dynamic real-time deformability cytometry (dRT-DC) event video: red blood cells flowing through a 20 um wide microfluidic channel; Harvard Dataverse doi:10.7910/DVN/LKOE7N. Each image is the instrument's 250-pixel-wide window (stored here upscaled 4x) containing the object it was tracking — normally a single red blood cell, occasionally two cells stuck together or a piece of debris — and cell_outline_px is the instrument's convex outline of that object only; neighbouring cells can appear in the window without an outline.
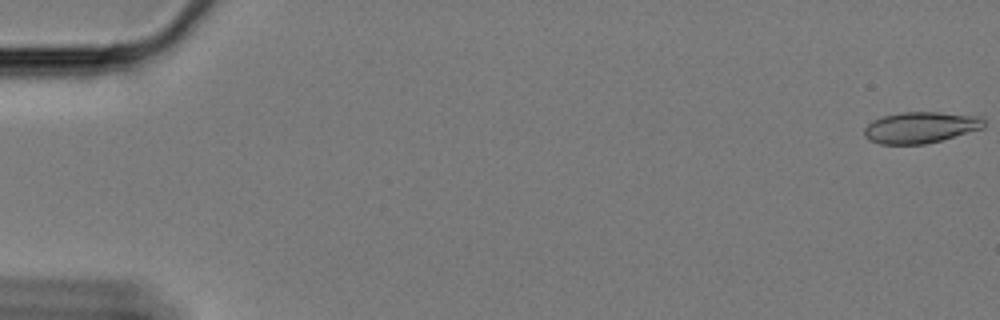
{"species": "Egyptian fruit bat (a non-hibernating species)", "species_latin": "Rousettus aegyptiacus", "temperature_condition": "cold", "stored_images_in_passage": 61, "camera_frame_rate_fps": 3000, "um_per_image_px": 0.085, "animal": {"sex": "female"}, "frame": {"image": 1, "passage_image": 1, "time_ms": 0.0, "image_size_px": [1000, 320], "cell_outline_px": [[984, 128], [940, 140], [924, 144], [880, 144], [868, 140], [864, 136], [864, 128], [872, 120], [884, 116], [904, 112], [940, 112], [976, 116], [984, 120]], "centroid_in_image_um": [78.2, 10.84], "position_along_channel_um": 6.8, "area_um2": 21.62}}
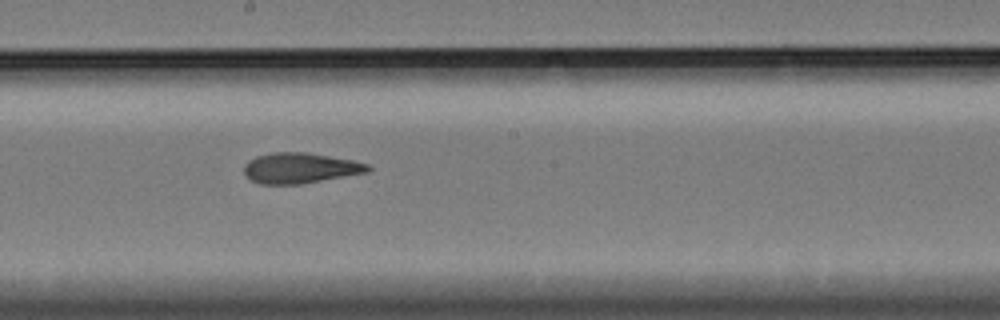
{"frame": {"image": 2, "passage_image": 34, "time_ms": 11.0, "image_size_px": [1000, 320], "cell_outline_px": [[372, 168], [368, 172], [300, 184], [260, 184], [252, 180], [244, 172], [244, 164], [248, 160], [256, 156], [272, 152], [304, 152], [352, 160], [368, 164]], "centroid_in_image_um": [25.49, 14.28], "position_along_channel_um": 222.7, "area_um2": 21.85}}
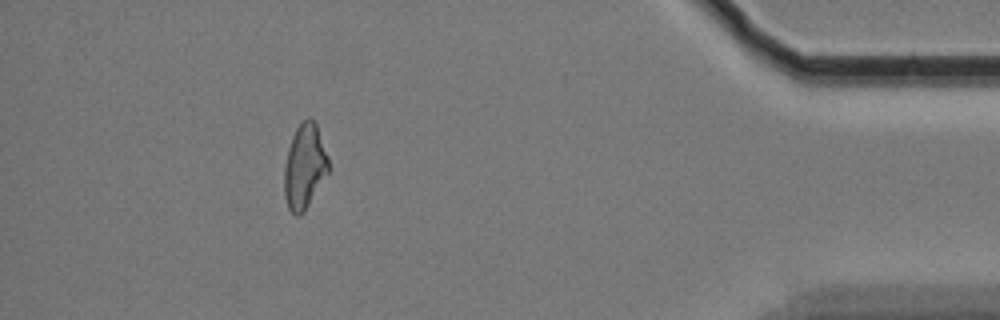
{"frame": {"image": 3, "passage_image": 55, "time_ms": 18.0, "image_size_px": [1000, 320], "cell_outline_px": [[328, 172], [304, 212], [296, 216], [288, 208], [284, 196], [284, 168], [288, 148], [292, 136], [296, 128], [308, 116], [312, 116], [316, 124], [328, 156]], "centroid_in_image_um": [25.87, 14.13], "position_along_channel_um": 409.3, "area_um2": 21.73}, "authors_computed_cell_mechanics": {"area_um2": 21.8484, "velocity_mm_per_s": 3.3577, "shape_relaxation_time_tau1_ms": null, "shape_relaxation_time_tau2_ms": 3.4081, "deformation_change_tau1": null, "deformation_change_tau2": 0.1145}}